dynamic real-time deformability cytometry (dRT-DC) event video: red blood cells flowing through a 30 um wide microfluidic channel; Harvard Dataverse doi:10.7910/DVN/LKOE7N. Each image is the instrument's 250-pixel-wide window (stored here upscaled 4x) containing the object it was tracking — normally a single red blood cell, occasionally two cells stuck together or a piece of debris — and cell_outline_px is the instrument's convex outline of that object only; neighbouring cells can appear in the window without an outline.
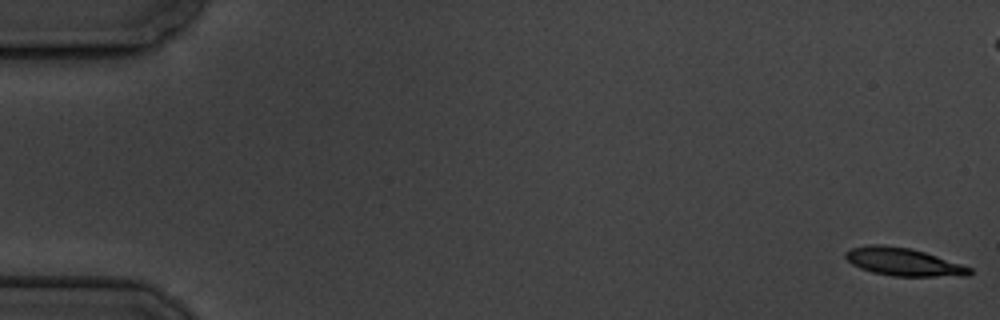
{"species": "common noctule bat (a hibernating species)", "species_latin": "Nyctalus noctula", "temperature_condition": "cold", "stored_images_in_passage": 6, "camera_frame_rate_fps": 3000, "um_per_image_px": 0.085, "animal": {"sex": "male", "body_mass_g": 19.5, "forearm_length_mm": 54.6}, "frame": {"image": 1, "passage_image": 1, "time_ms": 0.0, "image_size_px": [1000, 320], "cell_outline_px": [[972, 272], [968, 276], [892, 276], [872, 272], [860, 268], [852, 264], [844, 256], [844, 252], [852, 248], [868, 244], [884, 244], [912, 248], [972, 268]], "centroid_in_image_um": [76.75, 22.25], "position_along_channel_um": 8.2, "area_um2": 20.17}}